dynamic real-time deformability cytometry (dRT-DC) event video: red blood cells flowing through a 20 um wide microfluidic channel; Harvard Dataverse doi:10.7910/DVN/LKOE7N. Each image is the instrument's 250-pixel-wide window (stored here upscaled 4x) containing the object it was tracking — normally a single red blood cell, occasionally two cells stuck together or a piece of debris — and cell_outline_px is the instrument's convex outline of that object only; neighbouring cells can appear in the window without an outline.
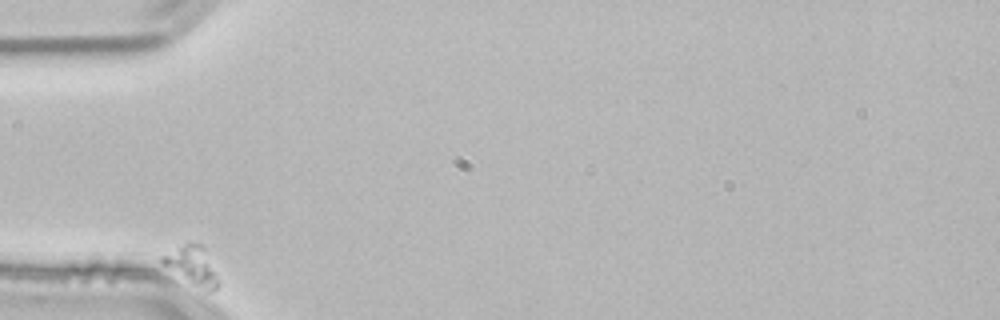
{"species": "common noctule bat (a hibernating species)", "species_latin": "Nyctalus noctula", "temperature_condition": "room temperature", "stored_images_in_passage": 42, "camera_frame_rate_fps": 3000, "um_per_image_px": 0.085, "animal": {"sex": "male", "body_mass_g": 21.5, "forearm_length_mm": 52.0}, "frame": {"image": 1, "passage_image": 1, "time_ms": 0.0, "image_size_px": [1000, 320], "cell_outline_px": [[220, 284], [216, 288], [208, 292], [160, 264], [160, 256], [188, 240], [192, 240], [200, 244], [204, 248]], "centroid_in_image_um": [16.28, 22.51], "position_along_channel_um": 68.7, "area_um2": 12.48}}